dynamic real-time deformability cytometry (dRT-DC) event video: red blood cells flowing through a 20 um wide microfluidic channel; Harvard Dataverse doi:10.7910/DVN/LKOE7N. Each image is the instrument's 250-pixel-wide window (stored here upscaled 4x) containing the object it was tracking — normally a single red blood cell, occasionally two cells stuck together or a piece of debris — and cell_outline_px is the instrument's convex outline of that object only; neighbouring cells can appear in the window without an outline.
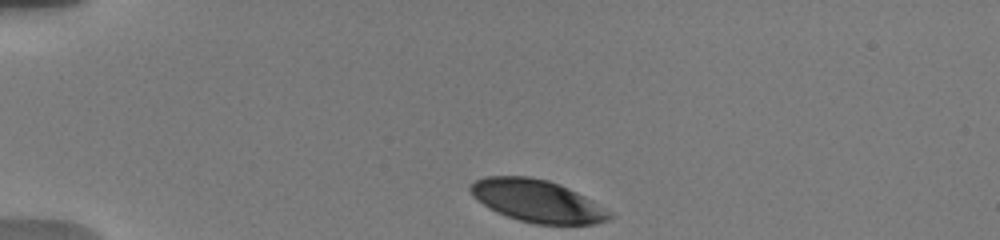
{"species": "human", "species_latin": "Homo sapiens", "temperature_condition": "warm", "stored_images_in_passage": 12, "camera_frame_rate_fps": 3000, "um_per_image_px": 0.085, "donor": {"sex": "male"}, "frame": {"image": 1, "passage_image": 1, "time_ms": 0.0, "image_size_px": [1000, 240], "cell_outline_px": [[612, 216], [608, 220], [592, 224], [536, 224], [520, 220], [508, 216], [484, 204], [472, 196], [468, 188], [476, 180], [484, 176], [528, 176], [548, 180], [560, 184], [592, 200], [612, 212]], "centroid_in_image_um": [45.68, 17.07], "position_along_channel_um": 39.3, "area_um2": 33.93}}